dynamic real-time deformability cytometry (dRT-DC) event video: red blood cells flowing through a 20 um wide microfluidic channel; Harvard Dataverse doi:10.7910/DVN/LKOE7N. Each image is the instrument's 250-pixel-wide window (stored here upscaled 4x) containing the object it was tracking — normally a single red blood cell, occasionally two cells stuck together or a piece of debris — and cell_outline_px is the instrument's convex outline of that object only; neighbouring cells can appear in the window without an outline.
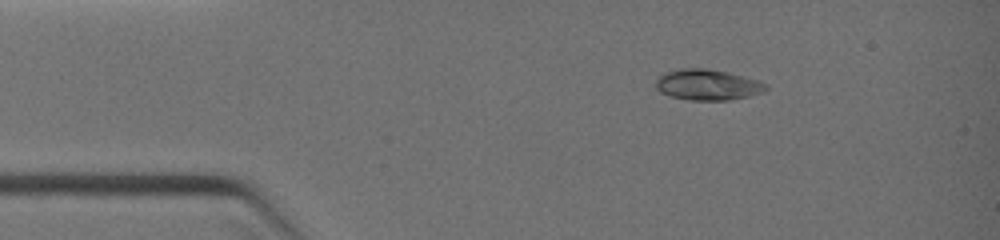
{"species": "common noctule bat (a hibernating species)", "species_latin": "Nyctalus noctula", "temperature_condition": "warm", "stored_images_in_passage": 4, "camera_frame_rate_fps": 3000, "um_per_image_px": 0.085, "animal": {"sex": "female", "body_mass_g": 19.0, "forearm_length_mm": 51.5}, "frame": {"image": 1, "passage_image": 1, "time_ms": 0.0, "image_size_px": [1000, 240], "cell_outline_px": [[768, 88], [764, 92], [748, 96], [728, 100], [688, 100], [672, 96], [660, 92], [656, 88], [656, 80], [664, 72], [680, 68], [704, 68], [728, 72], [744, 76], [756, 80], [764, 84]], "centroid_in_image_um": [60.12, 7.2], "position_along_channel_um": 24.9, "area_um2": 19.65}}
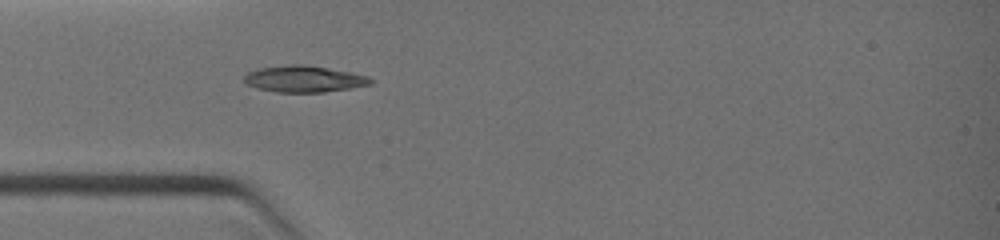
{"frame": {"image": 2, "passage_image": 4, "time_ms": 1.667, "image_size_px": [1000, 240], "cell_outline_px": [[376, 80], [372, 84], [324, 92], [276, 92], [256, 88], [248, 84], [244, 80], [244, 76], [248, 72], [256, 68], [288, 64], [304, 64], [352, 72], [368, 76]], "centroid_in_image_um": [25.85, 6.7], "position_along_channel_um": 59.2, "area_um2": 19.65}}